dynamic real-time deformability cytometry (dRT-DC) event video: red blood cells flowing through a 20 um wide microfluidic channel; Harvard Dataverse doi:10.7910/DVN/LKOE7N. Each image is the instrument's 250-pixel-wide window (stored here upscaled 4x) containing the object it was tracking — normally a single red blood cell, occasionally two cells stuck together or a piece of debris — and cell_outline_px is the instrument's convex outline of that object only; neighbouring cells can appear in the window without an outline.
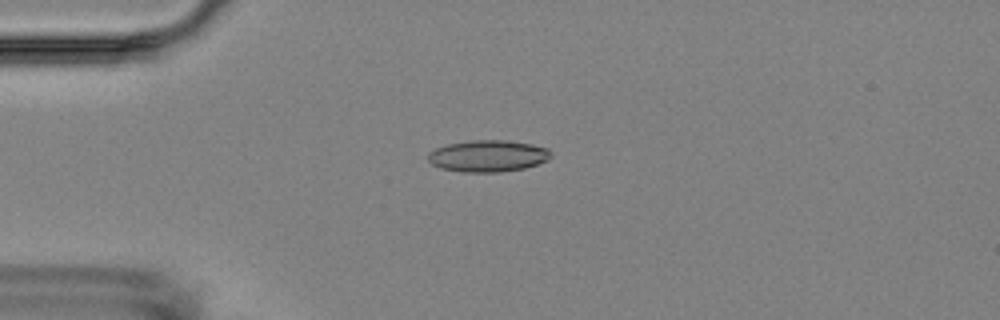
{"species": "Egyptian fruit bat (a non-hibernating species)", "species_latin": "Rousettus aegyptiacus", "temperature_condition": "room temperature", "stored_images_in_passage": 15, "camera_frame_rate_fps": 3000, "um_per_image_px": 0.085, "animal": {"sex": "female"}, "frame": {"image": 1, "passage_image": 4, "time_ms": 3.333, "image_size_px": [1000, 320], "cell_outline_px": [[552, 156], [548, 160], [524, 168], [500, 172], [464, 172], [440, 168], [432, 164], [428, 160], [428, 152], [436, 148], [448, 144], [472, 140], [504, 140], [532, 144], [548, 148], [552, 152]], "centroid_in_image_um": [41.48, 13.25], "position_along_channel_um": 43.5, "area_um2": 22.72}}
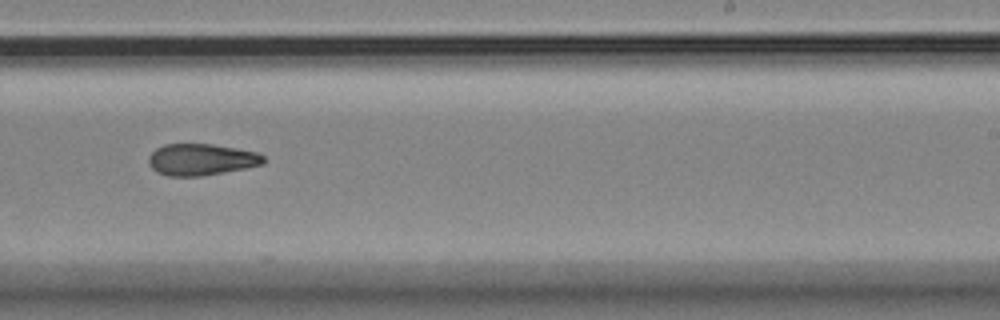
{"frame": {"image": 2, "passage_image": 10, "time_ms": 10.333, "image_size_px": [1000, 320], "cell_outline_px": [[264, 164], [224, 172], [200, 176], [168, 176], [156, 172], [148, 164], [148, 156], [156, 148], [164, 144], [212, 144], [236, 148], [256, 152], [264, 156]], "centroid_in_image_um": [17.07, 13.56], "position_along_channel_um": 271.9, "area_um2": 21.15}}
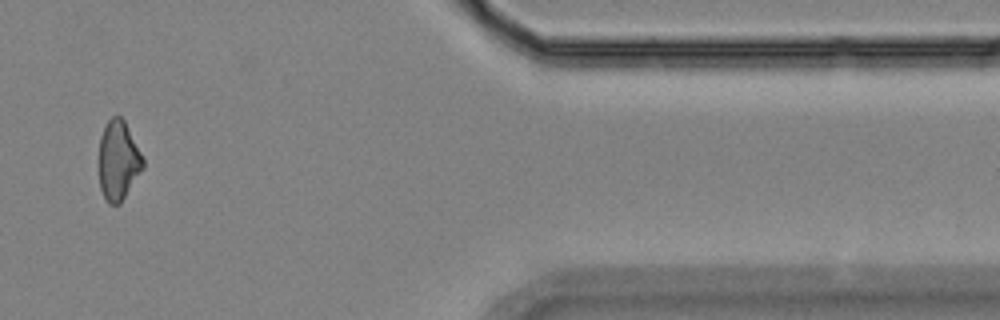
{"frame": {"image": 3, "passage_image": 14, "time_ms": 15.0, "image_size_px": [1000, 320], "cell_outline_px": [[144, 168], [120, 204], [108, 204], [104, 200], [100, 188], [96, 160], [100, 136], [108, 120], [112, 116], [120, 116], [124, 120], [144, 160]], "centroid_in_image_um": [10.0, 13.68], "position_along_channel_um": 401.4, "area_um2": 20.98}, "authors_computed_cell_mechanics": {"area_um2": 21.5016, "velocity_mm_per_s": 3.5561, "shape_relaxation_time_tau1_ms": null, "shape_relaxation_time_tau2_ms": 9.2268, "deformation_change_tau1": null, "deformation_change_tau2": 0.1718}}